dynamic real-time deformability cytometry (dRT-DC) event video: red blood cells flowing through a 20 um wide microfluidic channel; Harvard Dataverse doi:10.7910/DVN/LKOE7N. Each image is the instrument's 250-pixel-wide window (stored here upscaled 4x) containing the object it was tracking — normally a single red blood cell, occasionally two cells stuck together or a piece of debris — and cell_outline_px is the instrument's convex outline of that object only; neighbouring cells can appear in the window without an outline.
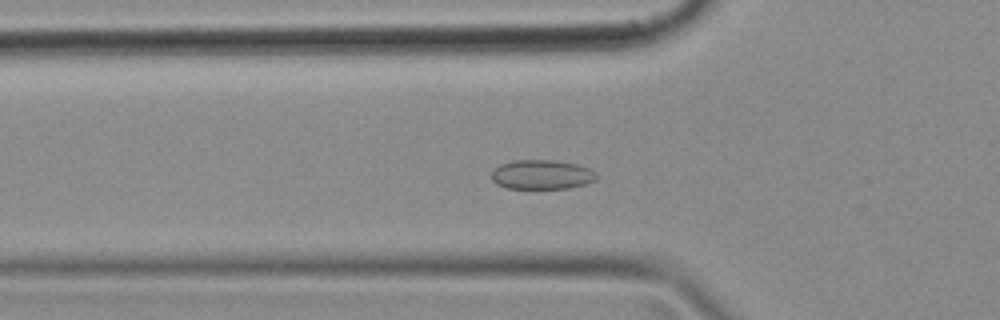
{"species": "common noctule bat (a hibernating species)", "species_latin": "Nyctalus noctula", "temperature_condition": "cold", "stored_images_in_passage": 50, "camera_frame_rate_fps": 3000, "um_per_image_px": 0.085, "animal": {"sex": "female", "body_mass_g": 18.4}, "frame": {"image": 1, "passage_image": 17, "time_ms": 5.333, "image_size_px": [1000, 320], "cell_outline_px": [[596, 180], [584, 184], [568, 188], [508, 188], [496, 184], [492, 180], [492, 168], [500, 164], [512, 160], [556, 160], [576, 164], [588, 168], [596, 172]], "centroid_in_image_um": [46.02, 14.83], "position_along_channel_um": 79.8, "area_um2": 18.03}}
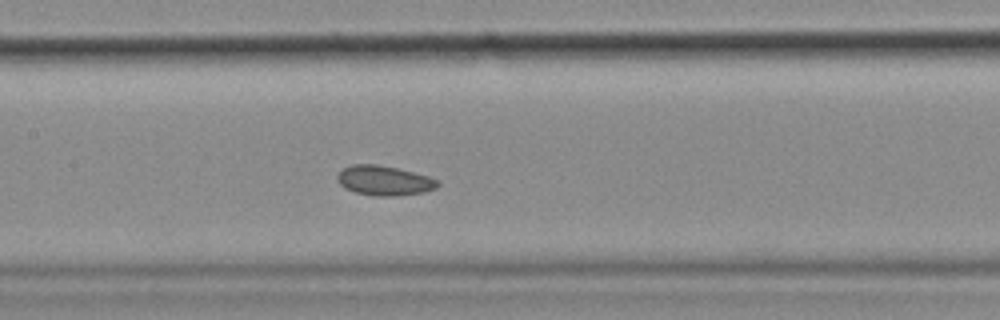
{"frame": {"image": 2, "passage_image": 24, "time_ms": 7.667, "image_size_px": [1000, 320], "cell_outline_px": [[440, 184], [436, 188], [424, 192], [396, 196], [376, 196], [356, 192], [344, 188], [336, 180], [336, 176], [344, 168], [352, 164], [376, 164], [400, 168], [428, 176], [440, 180]], "centroid_in_image_um": [32.68, 15.34], "position_along_channel_um": 174.7, "area_um2": 17.57}}
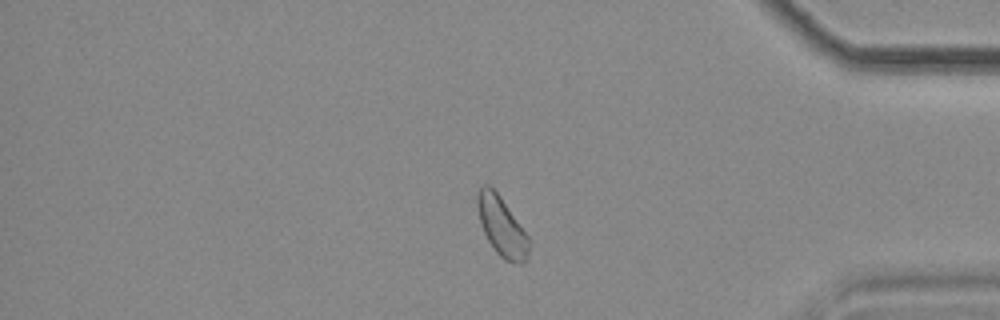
{"frame": {"image": 3, "passage_image": 42, "time_ms": 13.667, "image_size_px": [1000, 320], "cell_outline_px": [[528, 256], [524, 264], [520, 264], [504, 260], [496, 252], [488, 240], [484, 232], [480, 220], [476, 204], [476, 196], [480, 188], [484, 184], [488, 184], [500, 196], [528, 236]], "centroid_in_image_um": [42.63, 19.26], "position_along_channel_um": 392.6, "area_um2": 17.51}}